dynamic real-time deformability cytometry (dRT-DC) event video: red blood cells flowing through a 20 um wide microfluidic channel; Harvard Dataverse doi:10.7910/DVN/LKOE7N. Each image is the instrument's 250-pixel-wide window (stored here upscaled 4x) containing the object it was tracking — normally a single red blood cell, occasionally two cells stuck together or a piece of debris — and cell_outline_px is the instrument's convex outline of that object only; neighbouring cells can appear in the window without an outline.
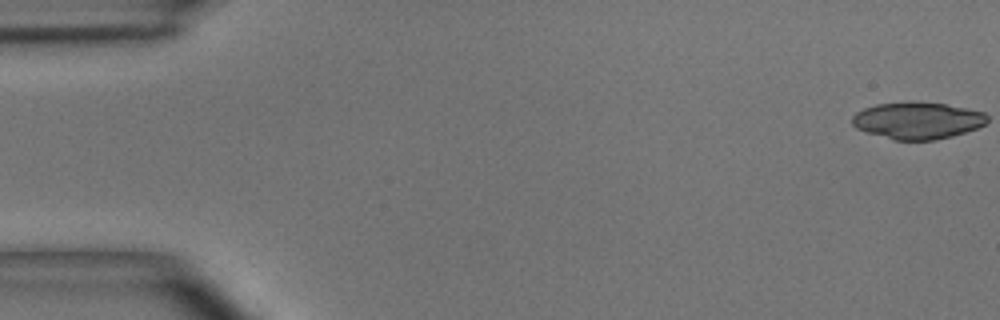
{"species": "common noctule bat (a hibernating species)", "species_latin": "Nyctalus noctula", "temperature_condition": "room temperature", "stored_images_in_passage": 15, "segment_of_instrument_passage": [1, 2], "camera_frame_rate_fps": 3000, "um_per_image_px": 0.085, "animal": {"sex": "male", "body_mass_g": 15.6}, "frame": {"image": 1, "passage_image": 1, "time_ms": 0.0, "image_size_px": [1000, 320], "cell_outline_px": [[980, 124], [972, 128], [960, 132], [944, 136], [924, 140], [900, 140], [864, 128], [864, 112], [872, 108], [888, 104], [940, 104], [976, 112]], "centroid_in_image_um": [78.11, 10.27], "position_along_channel_um": 6.9, "area_um2": 23.93}}
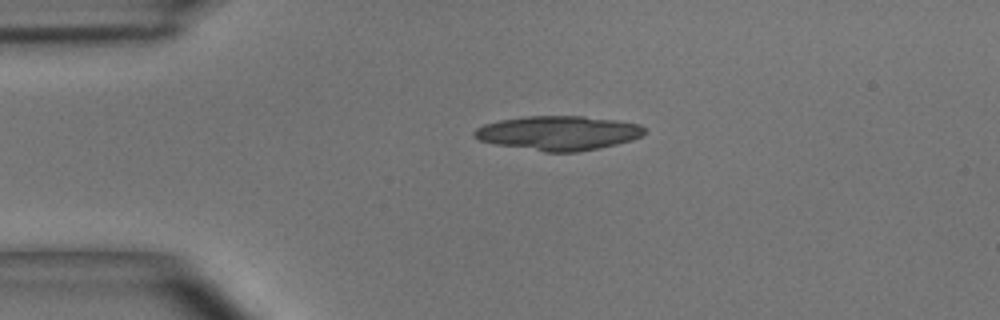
{"frame": {"image": 2, "passage_image": 11, "time_ms": 3.333, "image_size_px": [1000, 320], "cell_outline_px": [[640, 132], [636, 136], [624, 140], [608, 144], [588, 148], [544, 148], [488, 140], [480, 136], [476, 132], [484, 128], [496, 124], [512, 120], [588, 120], [628, 124], [640, 128]], "centroid_in_image_um": [47.53, 11.32], "position_along_channel_um": 37.5, "area_um2": 25.89}}